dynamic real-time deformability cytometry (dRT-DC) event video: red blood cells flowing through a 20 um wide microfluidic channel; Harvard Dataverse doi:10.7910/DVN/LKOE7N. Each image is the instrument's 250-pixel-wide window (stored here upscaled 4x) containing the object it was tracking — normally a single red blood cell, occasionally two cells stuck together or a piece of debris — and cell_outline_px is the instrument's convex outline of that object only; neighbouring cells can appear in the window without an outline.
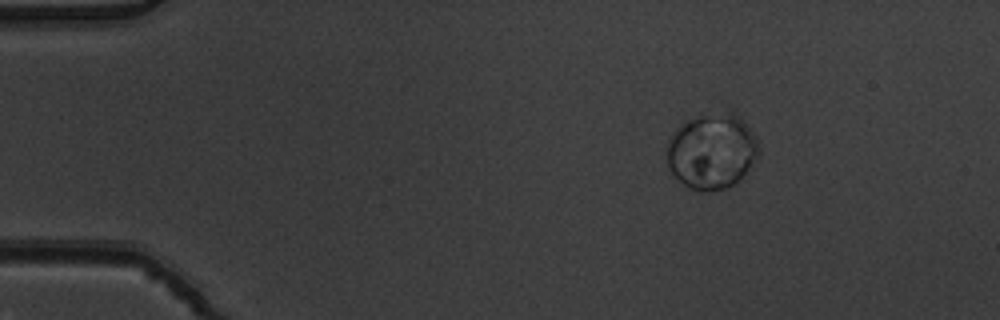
{"species": "common noctule bat (a hibernating species)", "species_latin": "Nyctalus noctula", "temperature_condition": "warm", "stored_images_in_passage": 4, "camera_frame_rate_fps": 3000, "um_per_image_px": 0.085, "animal": {"sex": "male", "body_mass_g": 19.5, "forearm_length_mm": 54.6}, "frame": {"image": 1, "passage_image": 2, "time_ms": 0.333, "image_size_px": [1000, 320], "cell_outline_px": [[756, 160], [732, 184], [724, 188], [704, 192], [696, 192], [688, 188], [668, 168], [668, 140], [684, 120], [700, 112], [728, 108], [756, 136]], "centroid_in_image_um": [60.45, 12.78], "position_along_channel_um": 24.5, "area_um2": 40.46}}